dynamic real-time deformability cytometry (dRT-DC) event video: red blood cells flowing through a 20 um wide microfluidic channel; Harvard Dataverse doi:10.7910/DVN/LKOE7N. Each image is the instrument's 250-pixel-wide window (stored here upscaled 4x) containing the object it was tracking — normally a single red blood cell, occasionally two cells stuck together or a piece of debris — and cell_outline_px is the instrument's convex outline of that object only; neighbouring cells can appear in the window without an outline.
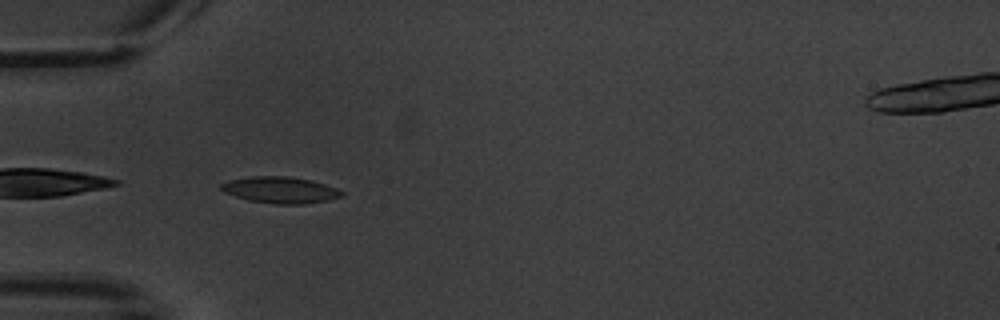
{"species": "common noctule bat (a hibernating species)", "species_latin": "Nyctalus noctula", "temperature_condition": "warm", "stored_images_in_passage": 3, "camera_frame_rate_fps": 3000, "um_per_image_px": 0.085, "animal": {"sex": "male", "body_mass_g": 20.1, "forearm_length_mm": 53.5}, "frame": {"image": 1, "passage_image": 2, "time_ms": 1.333, "image_size_px": [1000, 320], "cell_outline_px": [[344, 196], [328, 200], [304, 204], [276, 204], [248, 200], [224, 192], [220, 188], [220, 184], [228, 180], [252, 176], [288, 176], [312, 180], [336, 188], [344, 192]], "centroid_in_image_um": [23.83, 16.14], "position_along_channel_um": 61.2, "area_um2": 18.61}}